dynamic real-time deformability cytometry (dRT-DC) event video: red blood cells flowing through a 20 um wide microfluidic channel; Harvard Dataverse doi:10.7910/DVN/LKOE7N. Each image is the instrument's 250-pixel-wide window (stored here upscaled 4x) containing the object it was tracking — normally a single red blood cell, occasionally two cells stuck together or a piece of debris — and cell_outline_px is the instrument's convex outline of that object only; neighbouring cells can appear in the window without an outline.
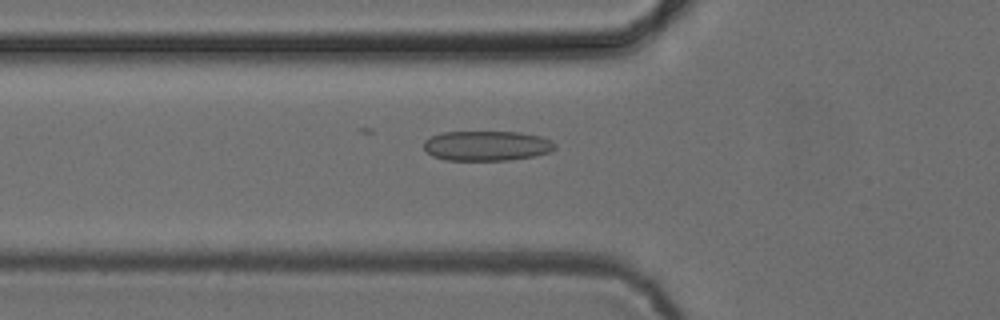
{"species": "common noctule bat (a hibernating species)", "species_latin": "Nyctalus noctula", "temperature_condition": "cold", "stored_images_in_passage": 52, "camera_frame_rate_fps": 3000, "um_per_image_px": 0.085, "animal": {"sex": "female", "body_mass_g": 24.6, "forearm_length_mm": 56.2}, "frame": {"image": 1, "passage_image": 18, "time_ms": 5.667, "image_size_px": [1000, 320], "cell_outline_px": [[556, 148], [548, 152], [536, 156], [508, 160], [444, 160], [432, 156], [424, 148], [424, 140], [440, 132], [520, 132], [540, 136], [552, 140], [556, 144]], "centroid_in_image_um": [41.38, 12.39], "position_along_channel_um": 84.4, "area_um2": 23.0}}
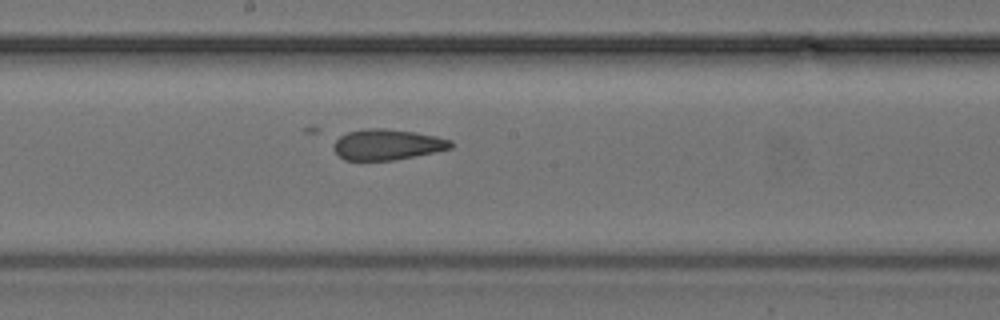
{"frame": {"image": 2, "passage_image": 28, "time_ms": 9.0, "image_size_px": [1000, 320], "cell_outline_px": [[452, 148], [436, 152], [392, 160], [344, 160], [332, 148], [336, 140], [340, 136], [348, 132], [368, 128], [384, 128], [416, 132], [436, 136], [452, 140]], "centroid_in_image_um": [32.93, 12.28], "position_along_channel_um": 215.3, "area_um2": 20.92}}
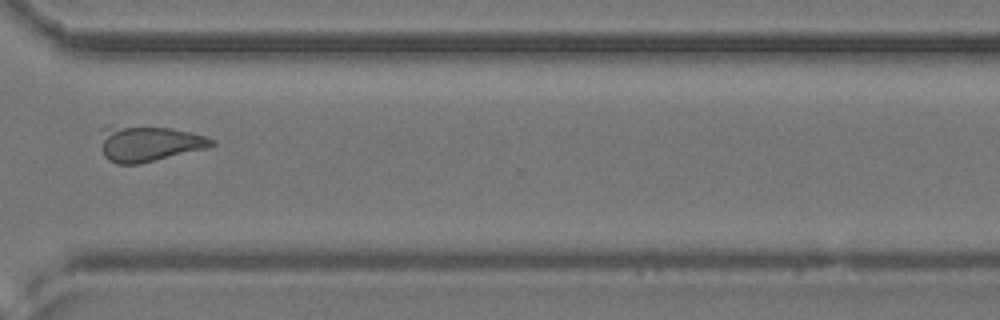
{"frame": {"image": 3, "passage_image": 39, "time_ms": 12.667, "image_size_px": [1000, 320], "cell_outline_px": [[216, 144], [208, 148], [140, 164], [116, 164], [108, 160], [104, 156], [100, 128], [104, 124], [112, 124], [172, 128], [208, 136], [216, 140]], "centroid_in_image_um": [12.64, 12.17], "position_along_channel_um": 358.0, "area_um2": 23.81}}